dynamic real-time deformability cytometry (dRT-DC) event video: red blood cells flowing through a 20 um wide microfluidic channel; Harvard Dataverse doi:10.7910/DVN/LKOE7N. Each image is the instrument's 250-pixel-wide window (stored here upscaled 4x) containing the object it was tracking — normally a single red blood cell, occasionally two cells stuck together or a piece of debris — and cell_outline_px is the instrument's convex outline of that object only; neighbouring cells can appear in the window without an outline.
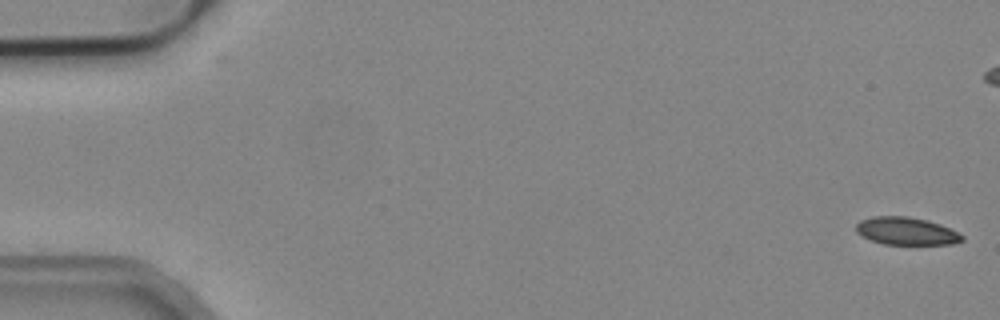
{"species": "common noctule bat (a hibernating species)", "species_latin": "Nyctalus noctula", "temperature_condition": "cold", "stored_images_in_passage": 6, "camera_frame_rate_fps": 3000, "um_per_image_px": 0.085, "animal": {"sex": "male", "body_mass_g": 19.2, "forearm_length_mm": 51.8}, "frame": {"image": 1, "passage_image": 1, "time_ms": 0.0, "image_size_px": [1000, 320], "cell_outline_px": [[964, 240], [952, 244], [884, 244], [872, 240], [856, 232], [856, 224], [860, 220], [872, 216], [908, 216], [928, 220], [940, 224], [960, 232], [964, 236]], "centroid_in_image_um": [77.07, 19.63], "position_along_channel_um": 7.9, "area_um2": 17.17}}